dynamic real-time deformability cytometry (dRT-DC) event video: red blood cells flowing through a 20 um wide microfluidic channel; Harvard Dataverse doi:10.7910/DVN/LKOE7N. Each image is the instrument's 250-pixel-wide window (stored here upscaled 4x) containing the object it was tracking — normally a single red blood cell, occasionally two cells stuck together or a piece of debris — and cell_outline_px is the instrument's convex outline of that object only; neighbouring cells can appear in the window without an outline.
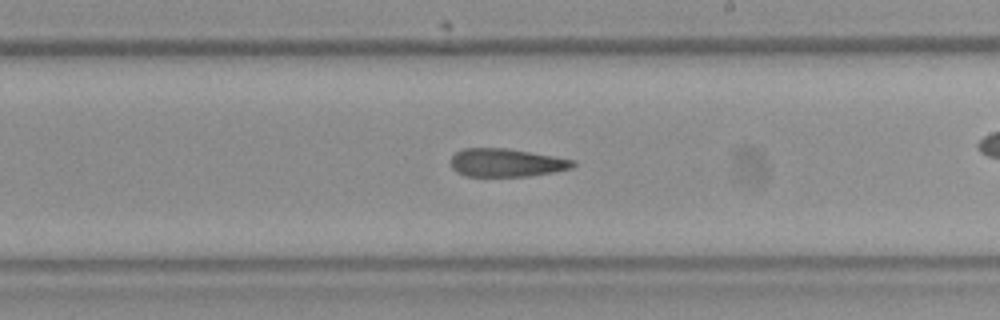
{"species": "Egyptian fruit bat (a non-hibernating species)", "species_latin": "Rousettus aegyptiacus", "temperature_condition": "room temperature", "stored_images_in_passage": 33, "camera_frame_rate_fps": 3000, "um_per_image_px": 0.085, "frame": {"image": 1, "passage_image": 20, "time_ms": 6.333, "image_size_px": [1000, 320], "cell_outline_px": [[576, 164], [572, 168], [552, 172], [528, 176], [468, 176], [456, 172], [452, 168], [452, 156], [456, 152], [464, 148], [508, 148], [576, 160]], "centroid_in_image_um": [43.05, 13.82], "position_along_channel_um": 245.9, "area_um2": 20.0}}